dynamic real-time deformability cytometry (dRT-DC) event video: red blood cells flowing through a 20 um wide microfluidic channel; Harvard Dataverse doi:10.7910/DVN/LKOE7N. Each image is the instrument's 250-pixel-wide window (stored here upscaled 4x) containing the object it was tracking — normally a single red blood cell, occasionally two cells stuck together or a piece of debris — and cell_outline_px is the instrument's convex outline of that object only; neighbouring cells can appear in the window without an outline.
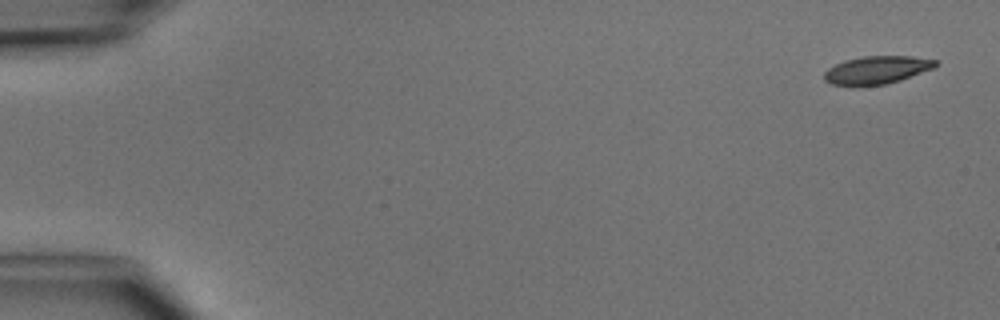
{"species": "common noctule bat (a hibernating species)", "species_latin": "Nyctalus noctula", "temperature_condition": "cold", "stored_images_in_passage": 6, "camera_frame_rate_fps": 3000, "um_per_image_px": 0.085, "animal": {"sex": "male", "body_mass_g": 15.6}, "frame": {"image": 1, "passage_image": 1, "time_ms": 0.0, "image_size_px": [1000, 320], "cell_outline_px": [[936, 68], [900, 80], [884, 84], [832, 84], [824, 80], [824, 72], [828, 68], [844, 60], [864, 56], [912, 56], [936, 60]], "centroid_in_image_um": [74.56, 5.92], "position_along_channel_um": 10.4, "area_um2": 17.74}}
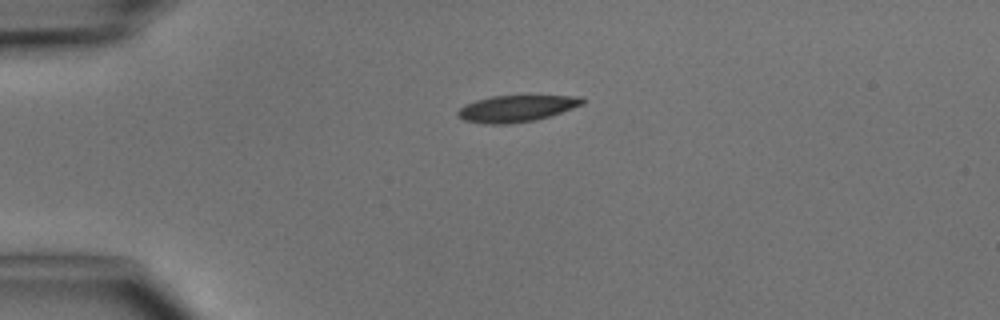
{"frame": {"image": 2, "passage_image": 4, "time_ms": 3.333, "image_size_px": [1000, 320], "cell_outline_px": [[584, 104], [536, 120], [508, 124], [484, 124], [464, 120], [456, 116], [456, 112], [464, 104], [476, 100], [492, 96], [580, 96], [584, 100]], "centroid_in_image_um": [43.83, 9.23], "position_along_channel_um": 41.2, "area_um2": 19.19}}